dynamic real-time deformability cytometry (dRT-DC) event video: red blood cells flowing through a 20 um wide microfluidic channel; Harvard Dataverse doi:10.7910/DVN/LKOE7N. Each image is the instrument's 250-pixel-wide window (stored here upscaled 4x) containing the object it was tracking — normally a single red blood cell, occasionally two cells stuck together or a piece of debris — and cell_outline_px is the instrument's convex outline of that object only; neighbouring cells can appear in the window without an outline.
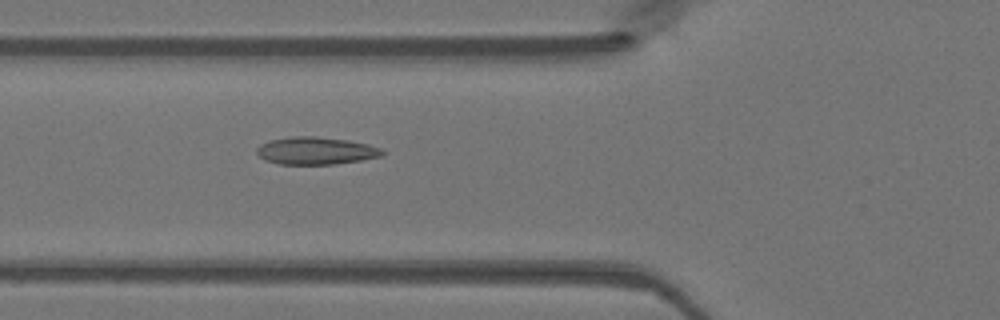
{"species": "Egyptian fruit bat (a non-hibernating species)", "species_latin": "Rousettus aegyptiacus", "temperature_condition": "warm", "stored_images_in_passage": 48, "camera_frame_rate_fps": 3000, "um_per_image_px": 0.085, "animal": {"sex": "female"}, "frame": {"image": 1, "passage_image": 18, "time_ms": 5.667, "image_size_px": [1000, 320], "cell_outline_px": [[388, 152], [380, 156], [360, 160], [332, 164], [280, 164], [264, 160], [256, 152], [256, 148], [260, 144], [272, 140], [292, 136], [316, 136], [348, 140], [368, 144], [384, 148]], "centroid_in_image_um": [26.88, 12.81], "position_along_channel_um": 98.9, "area_um2": 20.17}}
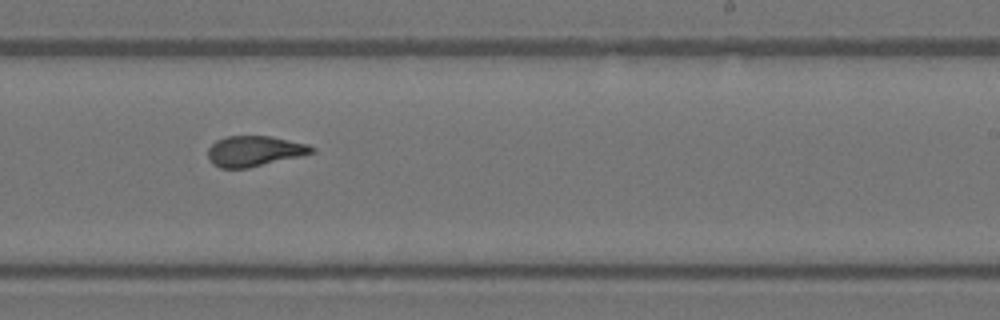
{"frame": {"image": 2, "passage_image": 30, "time_ms": 9.667, "image_size_px": [1000, 320], "cell_outline_px": [[316, 152], [304, 156], [248, 168], [220, 168], [212, 164], [208, 160], [208, 148], [216, 140], [224, 136], [272, 136], [308, 144], [316, 148]], "centroid_in_image_um": [21.65, 12.84], "position_along_channel_um": 267.3, "area_um2": 18.84}}
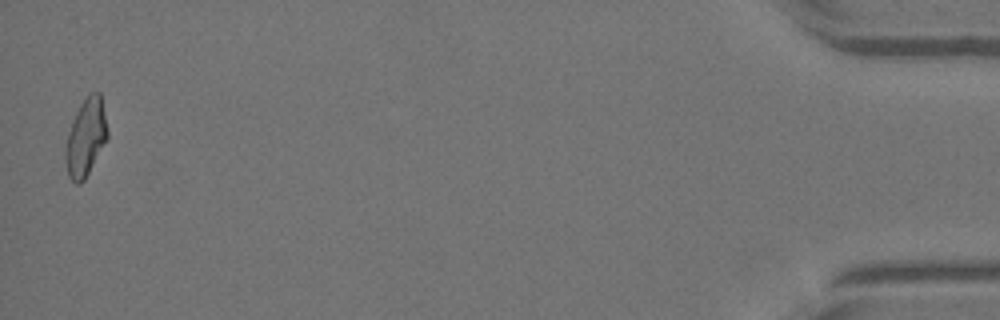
{"frame": {"image": 3, "passage_image": 48, "time_ms": 15.667, "image_size_px": [1000, 320], "cell_outline_px": [[108, 136], [84, 180], [80, 184], [76, 184], [68, 176], [64, 160], [64, 152], [68, 132], [72, 120], [80, 104], [88, 92], [100, 92], [108, 132]], "centroid_in_image_um": [7.26, 11.67], "position_along_channel_um": 427.9, "area_um2": 18.9}}